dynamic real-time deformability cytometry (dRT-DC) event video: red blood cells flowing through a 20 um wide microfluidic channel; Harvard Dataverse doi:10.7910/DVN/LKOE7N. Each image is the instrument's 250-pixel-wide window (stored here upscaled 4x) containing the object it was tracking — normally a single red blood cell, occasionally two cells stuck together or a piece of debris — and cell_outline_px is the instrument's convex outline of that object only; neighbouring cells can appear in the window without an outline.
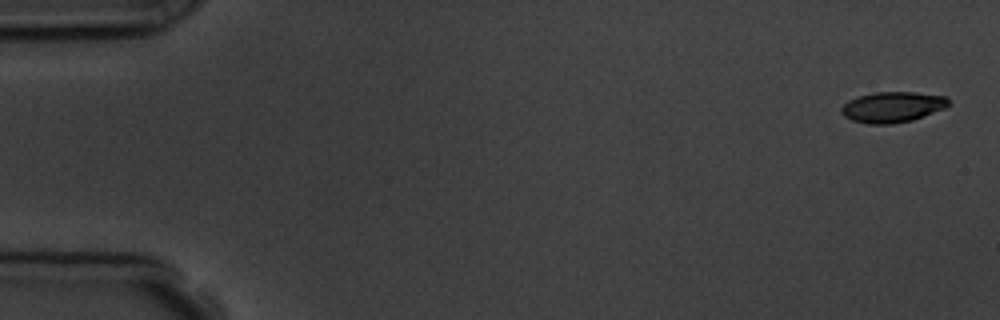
{"species": "common noctule bat (a hibernating species)", "species_latin": "Nyctalus noctula", "temperature_condition": "room temperature", "stored_images_in_passage": 5, "camera_frame_rate_fps": 3000, "um_per_image_px": 0.085, "animal": {"sex": "male", "body_mass_g": 19.5, "forearm_length_mm": 54.6}, "frame": {"image": 1, "passage_image": 1, "time_ms": 0.0, "image_size_px": [1000, 320], "cell_outline_px": [[948, 104], [944, 108], [912, 120], [892, 124], [868, 124], [852, 120], [844, 116], [840, 112], [840, 108], [848, 100], [856, 96], [872, 92], [912, 92], [948, 96]], "centroid_in_image_um": [75.81, 9.09], "position_along_channel_um": 9.2, "area_um2": 19.19}}
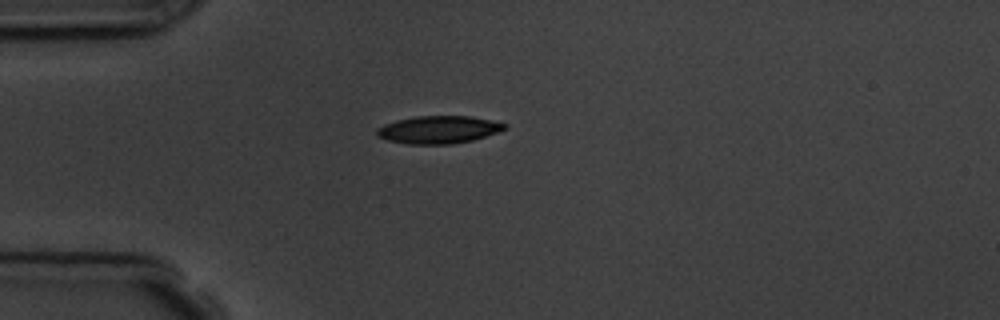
{"frame": {"image": 2, "passage_image": 5, "time_ms": 4.333, "image_size_px": [1000, 320], "cell_outline_px": [[508, 128], [472, 140], [452, 144], [408, 144], [388, 140], [376, 136], [376, 128], [384, 124], [396, 120], [416, 116], [468, 116], [508, 124]], "centroid_in_image_um": [37.23, 11.02], "position_along_channel_um": 47.8, "area_um2": 20.46}}